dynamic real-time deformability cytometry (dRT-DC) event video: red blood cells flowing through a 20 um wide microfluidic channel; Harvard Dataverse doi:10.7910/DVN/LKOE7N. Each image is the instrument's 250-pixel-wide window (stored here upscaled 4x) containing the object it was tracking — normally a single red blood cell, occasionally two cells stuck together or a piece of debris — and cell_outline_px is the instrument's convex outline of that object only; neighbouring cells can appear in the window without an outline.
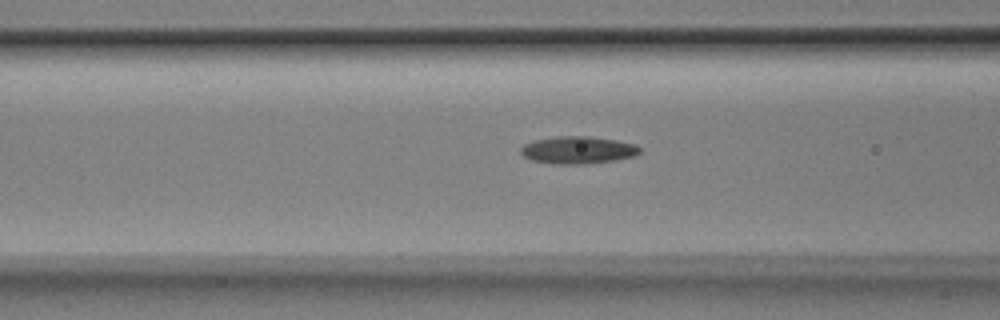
{"species": "Egyptian fruit bat (a non-hibernating species)", "species_latin": "Rousettus aegyptiacus", "temperature_condition": "room temperature", "stored_images_in_passage": 34, "camera_frame_rate_fps": 3000, "um_per_image_px": 0.085, "animal": {"sex": "male"}, "frame": {"image": 1, "passage_image": 14, "time_ms": 4.333, "image_size_px": [1000, 320], "cell_outline_px": [[640, 152], [632, 156], [612, 160], [584, 164], [552, 164], [532, 160], [524, 156], [520, 152], [520, 148], [524, 144], [532, 140], [556, 136], [588, 136], [616, 140], [636, 144], [640, 148]], "centroid_in_image_um": [49.07, 12.74], "position_along_channel_um": 117.5, "area_um2": 18.96}}
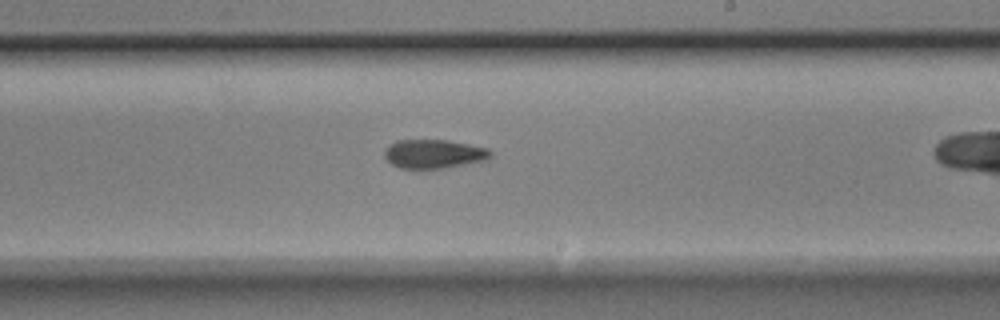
{"frame": {"image": 2, "passage_image": 24, "time_ms": 7.667, "image_size_px": [1000, 320], "cell_outline_px": [[492, 152], [484, 160], [444, 168], [400, 168], [392, 164], [384, 156], [384, 152], [388, 144], [396, 140], [448, 140], [488, 148]], "centroid_in_image_um": [36.82, 13.07], "position_along_channel_um": 252.2, "area_um2": 17.63}}
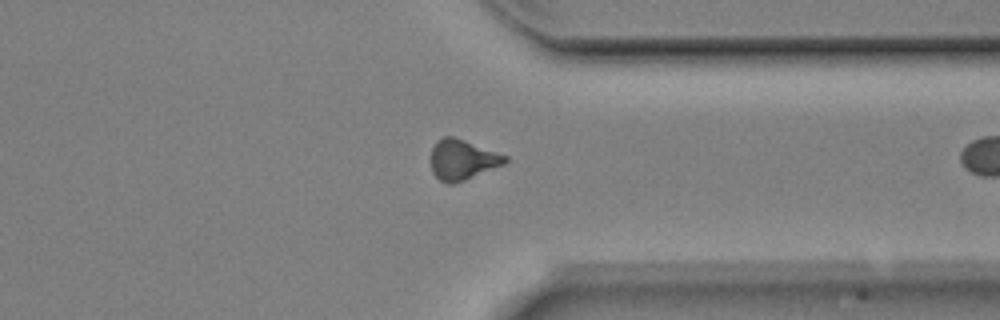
{"frame": {"image": 3, "passage_image": 33, "time_ms": 10.667, "image_size_px": [1000, 320], "cell_outline_px": [[508, 160], [504, 164], [464, 180], [452, 184], [448, 184], [440, 180], [432, 172], [432, 148], [436, 140], [444, 136], [452, 136], [464, 140], [508, 156]], "centroid_in_image_um": [39.3, 13.57], "position_along_channel_um": 372.1, "area_um2": 17.17}}